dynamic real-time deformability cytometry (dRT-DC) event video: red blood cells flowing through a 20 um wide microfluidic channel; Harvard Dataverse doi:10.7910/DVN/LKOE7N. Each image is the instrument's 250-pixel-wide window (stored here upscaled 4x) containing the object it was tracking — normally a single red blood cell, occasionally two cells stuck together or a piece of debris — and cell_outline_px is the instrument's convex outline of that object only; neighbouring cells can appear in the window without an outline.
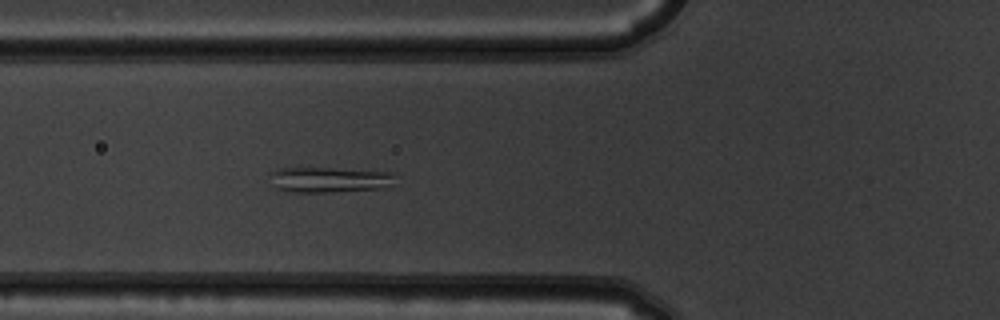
{"species": "common noctule bat (a hibernating species)", "species_latin": "Nyctalus noctula", "temperature_condition": "warm", "stored_images_in_passage": 5, "camera_frame_rate_fps": 3000, "um_per_image_px": 0.085, "animal": {"sex": "male", "body_mass_g": 19.5, "forearm_length_mm": 54.6}, "frame": {"image": 1, "passage_image": 5, "time_ms": 1.333, "image_size_px": [1000, 320], "cell_outline_px": [[400, 172], [392, 184], [384, 188], [332, 192], [288, 192], [276, 188], [268, 172], [276, 168], [328, 168]], "centroid_in_image_um": [28.04, 15.26], "position_along_channel_um": 97.8, "area_um2": 18.96}}